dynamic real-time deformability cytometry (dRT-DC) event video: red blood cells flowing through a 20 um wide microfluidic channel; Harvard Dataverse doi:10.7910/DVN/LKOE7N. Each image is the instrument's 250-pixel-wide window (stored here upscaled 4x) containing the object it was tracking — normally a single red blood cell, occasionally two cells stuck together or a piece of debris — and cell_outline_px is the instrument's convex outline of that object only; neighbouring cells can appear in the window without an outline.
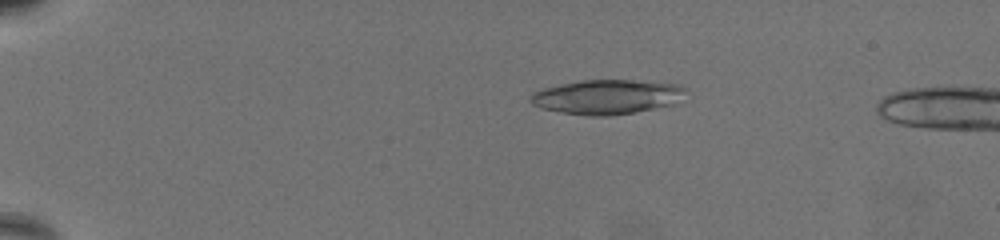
{"species": "common noctule bat (a hibernating species)", "species_latin": "Nyctalus noctula", "temperature_condition": "warm", "stored_images_in_passage": 22, "camera_frame_rate_fps": 3000, "um_per_image_px": 0.085, "animal": {"sex": "female", "body_mass_g": 19.5, "forearm_length_mm": 54.1}, "frame": {"image": 1, "passage_image": 16, "time_ms": 5.0, "image_size_px": [1000, 240], "cell_outline_px": [[684, 88], [672, 104], [636, 112], [604, 116], [592, 116], [564, 112], [544, 108], [532, 104], [528, 100], [532, 92], [544, 88], [560, 84], [580, 80], [632, 80], [680, 84]], "centroid_in_image_um": [51.51, 8.22], "position_along_channel_um": 33.5, "area_um2": 30.58}}